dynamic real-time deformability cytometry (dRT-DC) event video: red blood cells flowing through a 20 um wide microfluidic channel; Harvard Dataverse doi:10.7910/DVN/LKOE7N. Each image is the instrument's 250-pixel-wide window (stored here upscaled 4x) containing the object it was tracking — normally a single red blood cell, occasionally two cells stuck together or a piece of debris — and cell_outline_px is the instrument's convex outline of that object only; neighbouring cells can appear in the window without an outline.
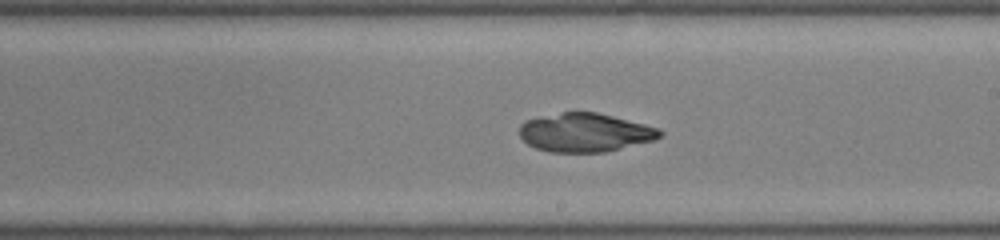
{"species": "common noctule bat (a hibernating species)", "species_latin": "Nyctalus noctula", "temperature_condition": "room temperature", "stored_images_in_passage": 34, "camera_frame_rate_fps": 3000, "um_per_image_px": 0.085, "animal": {"sex": "male", "body_mass_g": 19.0, "forearm_length_mm": 50.8}, "frame": {"image": 1, "passage_image": 13, "time_ms": 4.0, "image_size_px": [1000, 240], "cell_outline_px": [[664, 132], [656, 140], [604, 152], [548, 152], [536, 148], [528, 144], [520, 136], [520, 124], [524, 120], [540, 116], [564, 112], [596, 112], [660, 128]], "centroid_in_image_um": [49.72, 11.27], "position_along_channel_um": 239.3, "area_um2": 31.67}}
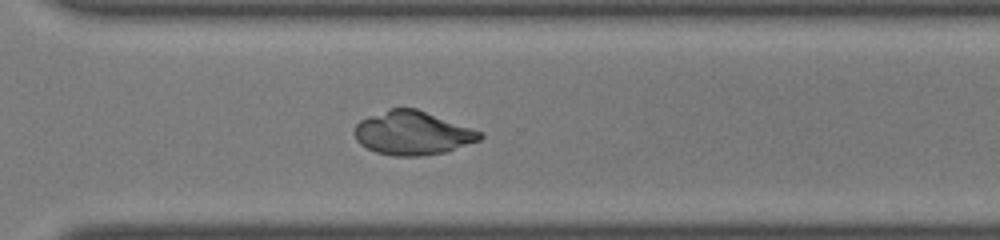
{"frame": {"image": 2, "passage_image": 20, "time_ms": 6.333, "image_size_px": [1000, 240], "cell_outline_px": [[484, 136], [480, 140], [444, 152], [424, 156], [392, 156], [376, 152], [360, 144], [356, 140], [356, 124], [360, 120], [368, 116], [392, 108], [416, 108], [472, 128], [480, 132]], "centroid_in_image_um": [35.06, 11.31], "position_along_channel_um": 335.5, "area_um2": 31.67}}
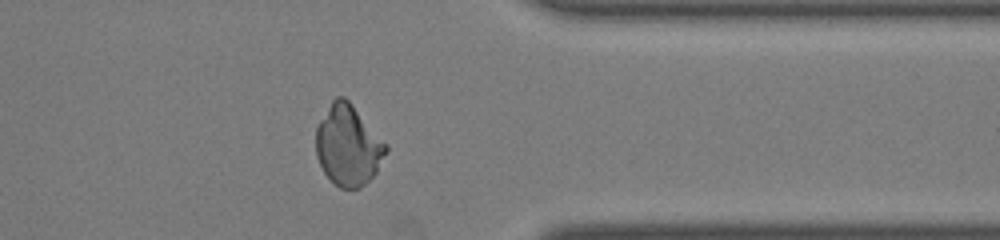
{"frame": {"image": 3, "passage_image": 24, "time_ms": 7.667, "image_size_px": [1000, 240], "cell_outline_px": [[388, 152], [376, 172], [360, 188], [340, 188], [324, 172], [316, 156], [316, 128], [320, 120], [332, 100], [336, 96], [344, 96], [352, 104], [388, 144]], "centroid_in_image_um": [29.61, 12.34], "position_along_channel_um": 381.8, "area_um2": 32.77}}